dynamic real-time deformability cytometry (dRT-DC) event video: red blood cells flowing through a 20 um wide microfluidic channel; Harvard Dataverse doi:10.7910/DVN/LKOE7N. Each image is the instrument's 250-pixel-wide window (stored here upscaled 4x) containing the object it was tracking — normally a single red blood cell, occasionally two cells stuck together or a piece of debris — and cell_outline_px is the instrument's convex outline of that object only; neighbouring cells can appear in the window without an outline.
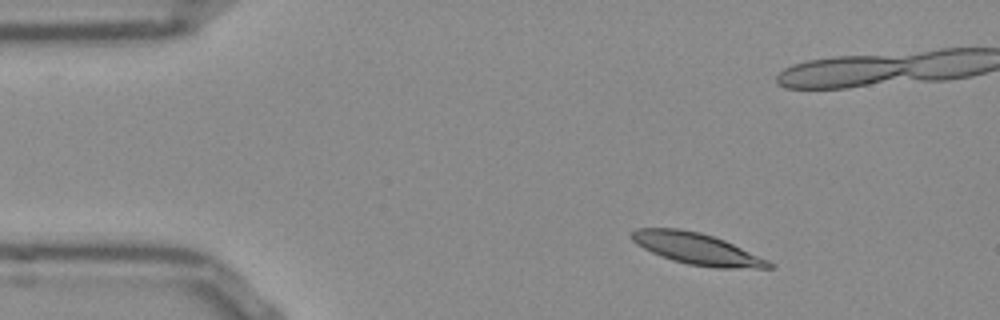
{"species": "Egyptian fruit bat (a non-hibernating species)", "species_latin": "Rousettus aegyptiacus", "temperature_condition": "room temperature", "stored_images_in_passage": 47, "camera_frame_rate_fps": 3000, "um_per_image_px": 0.085, "frame": {"image": 1, "passage_image": 1, "time_ms": 0.0, "image_size_px": [1000, 320], "cell_outline_px": [[776, 264], [772, 268], [716, 268], [688, 264], [672, 260], [652, 252], [636, 244], [628, 236], [636, 228], [680, 228], [700, 232], [724, 240], [768, 260]], "centroid_in_image_um": [59.22, 21.14], "position_along_channel_um": 25.8, "area_um2": 25.09}}
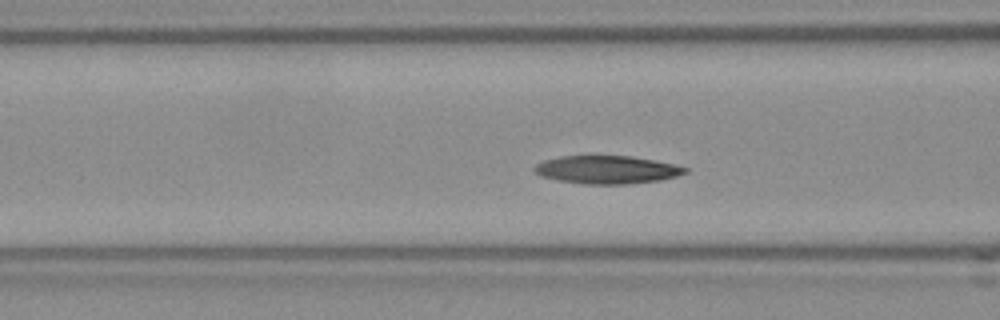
{"frame": {"image": 2, "passage_image": 13, "time_ms": 4.0, "image_size_px": [1000, 320], "cell_outline_px": [[688, 172], [676, 176], [660, 180], [624, 184], [584, 184], [560, 180], [540, 176], [532, 168], [536, 164], [544, 160], [560, 156], [632, 156], [676, 164], [688, 168]], "centroid_in_image_um": [51.6, 14.42], "position_along_channel_um": 115.0, "area_um2": 24.57}}
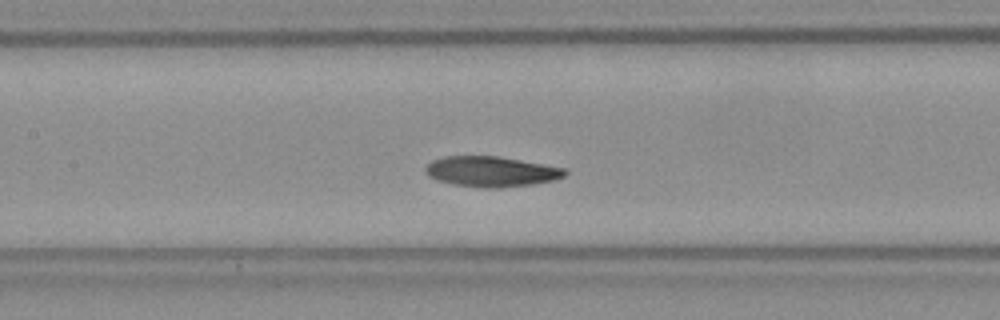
{"frame": {"image": 3, "passage_image": 17, "time_ms": 5.333, "image_size_px": [1000, 320], "cell_outline_px": [[568, 172], [564, 176], [552, 180], [532, 184], [500, 188], [480, 188], [452, 184], [436, 180], [428, 176], [424, 172], [424, 168], [432, 160], [444, 156], [496, 156], [568, 168]], "centroid_in_image_um": [41.73, 14.58], "position_along_channel_um": 165.7, "area_um2": 24.85}, "authors_computed_cell_mechanics": {"area_um2": 24.276, "velocity_mm_per_s": 3.7749, "shape_relaxation_time_tau1_ms": 4.3064, "shape_relaxation_time_tau2_ms": 3.6549, "deformation_change_tau1": 0.1518, "deformation_change_tau2": 0.0981}}